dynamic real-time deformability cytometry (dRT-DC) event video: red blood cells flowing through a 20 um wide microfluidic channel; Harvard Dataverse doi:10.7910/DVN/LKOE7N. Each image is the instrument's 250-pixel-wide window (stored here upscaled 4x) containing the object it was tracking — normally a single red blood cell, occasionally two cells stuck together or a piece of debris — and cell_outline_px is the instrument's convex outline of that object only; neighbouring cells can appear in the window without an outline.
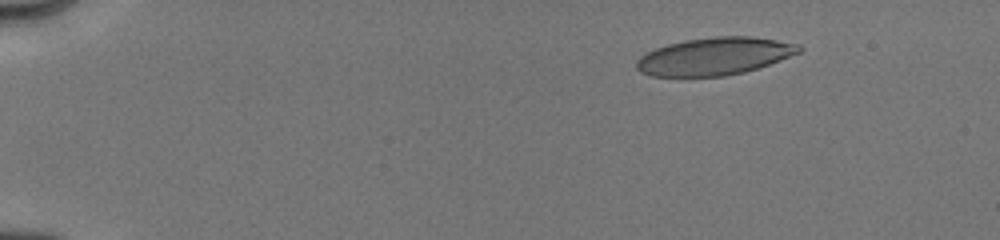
{"species": "human", "species_latin": "Homo sapiens", "temperature_condition": "cold", "stored_images_in_passage": 10, "camera_frame_rate_fps": 3000, "um_per_image_px": 0.085, "donor": {"sex": "male"}, "frame": {"image": 1, "passage_image": 6, "time_ms": 2.333, "image_size_px": [1000, 240], "cell_outline_px": [[804, 48], [800, 52], [768, 64], [744, 72], [724, 76], [652, 76], [640, 72], [636, 68], [636, 60], [640, 56], [656, 48], [668, 44], [684, 40], [712, 36], [752, 36], [800, 44]], "centroid_in_image_um": [60.72, 4.77], "position_along_channel_um": 24.3, "area_um2": 35.49}}
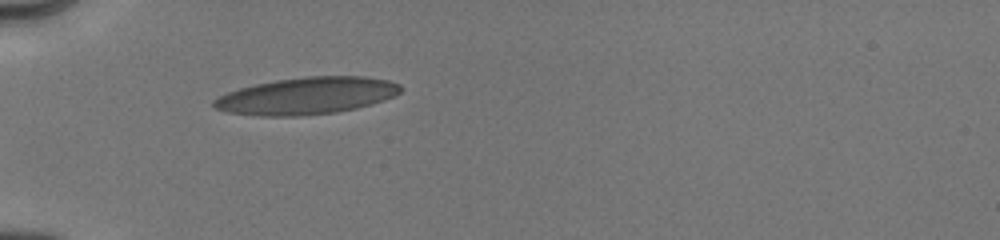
{"frame": {"image": 2, "passage_image": 9, "time_ms": 5.667, "image_size_px": [1000, 240], "cell_outline_px": [[400, 92], [396, 96], [372, 104], [356, 108], [336, 112], [300, 116], [260, 116], [228, 112], [216, 108], [212, 104], [212, 100], [228, 92], [240, 88], [256, 84], [276, 80], [304, 76], [364, 76], [388, 80], [400, 84]], "centroid_in_image_um": [26.09, 8.14], "position_along_channel_um": 58.9, "area_um2": 40.29}}